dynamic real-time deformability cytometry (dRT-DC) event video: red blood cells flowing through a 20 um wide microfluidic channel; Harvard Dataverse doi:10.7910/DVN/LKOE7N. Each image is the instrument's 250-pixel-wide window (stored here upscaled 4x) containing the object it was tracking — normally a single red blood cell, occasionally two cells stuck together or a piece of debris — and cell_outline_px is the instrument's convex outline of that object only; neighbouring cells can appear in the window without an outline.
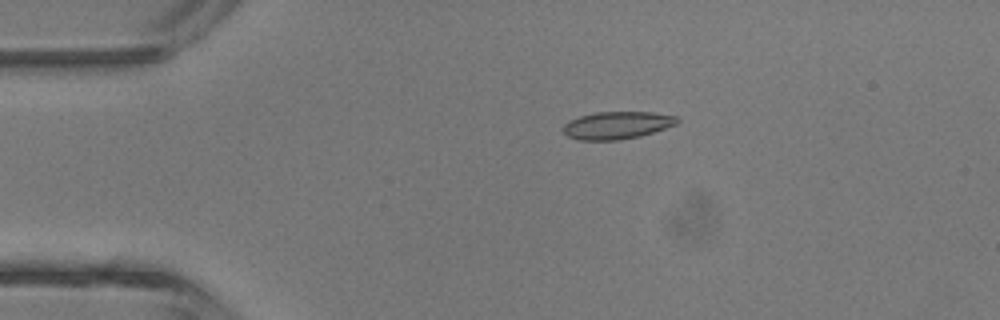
{"species": "common noctule bat (a hibernating species)", "species_latin": "Nyctalus noctula", "temperature_condition": "room temperature", "stored_images_in_passage": 4, "camera_frame_rate_fps": 3000, "um_per_image_px": 0.085, "animal": {"sex": "male", "body_mass_g": 13.3}, "frame": {"image": 1, "passage_image": 3, "time_ms": 2.333, "image_size_px": [1000, 320], "cell_outline_px": [[680, 120], [676, 124], [640, 136], [620, 140], [580, 140], [568, 136], [564, 132], [564, 124], [568, 120], [580, 116], [596, 112], [652, 112], [676, 116]], "centroid_in_image_um": [52.44, 10.64], "position_along_channel_um": 32.6, "area_um2": 18.15}}